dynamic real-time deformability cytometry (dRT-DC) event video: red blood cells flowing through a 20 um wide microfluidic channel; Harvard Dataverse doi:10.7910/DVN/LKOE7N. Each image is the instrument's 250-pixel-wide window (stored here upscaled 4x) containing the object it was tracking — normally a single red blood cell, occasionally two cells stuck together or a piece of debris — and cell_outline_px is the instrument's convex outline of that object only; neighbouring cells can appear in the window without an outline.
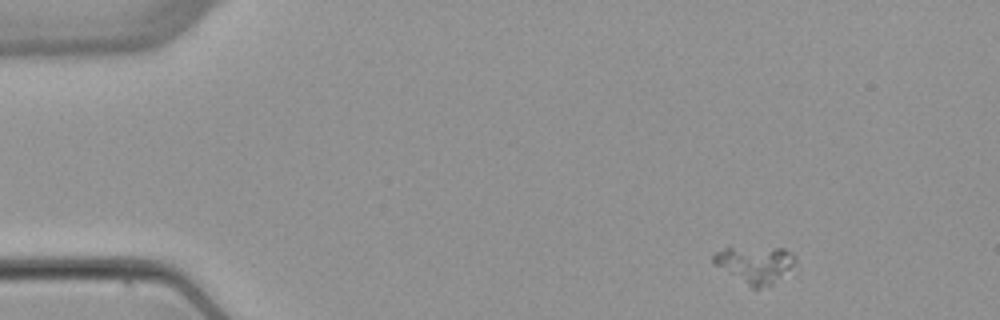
{"species": "common noctule bat (a hibernating species)", "species_latin": "Nyctalus noctula", "temperature_condition": "warm", "stored_images_in_passage": 5, "camera_frame_rate_fps": 3000, "um_per_image_px": 0.085, "animal": {"sex": "female", "body_mass_g": 22.7, "forearm_length_mm": 54.2}, "frame": {"image": 1, "passage_image": 1, "time_ms": 0.0, "image_size_px": [1000, 320], "cell_outline_px": [[796, 272], [772, 284], [760, 288], [752, 288], [716, 264], [712, 260], [712, 256], [716, 252], [724, 248], [784, 248], [792, 252], [796, 256]], "centroid_in_image_um": [64.34, 22.49], "position_along_channel_um": 20.7, "area_um2": 17.92}}
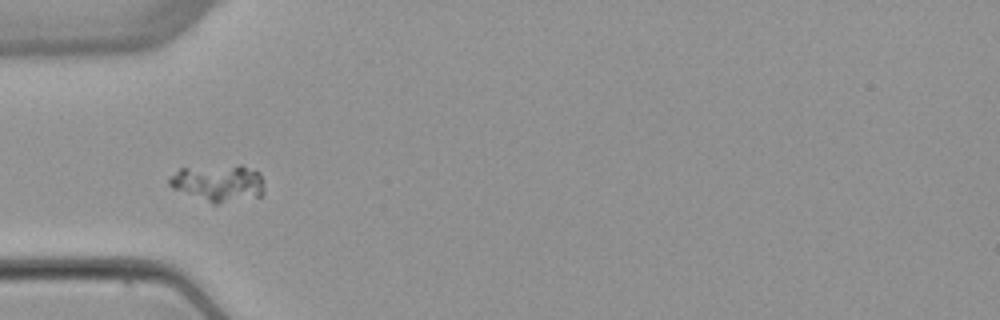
{"frame": {"image": 2, "passage_image": 4, "time_ms": 3.667, "image_size_px": [1000, 320], "cell_outline_px": [[264, 192], [260, 196], [216, 204], [212, 204], [172, 188], [168, 184], [168, 180], [180, 168], [240, 164], [260, 172], [264, 184]], "centroid_in_image_um": [18.59, 15.55], "position_along_channel_um": 66.4, "area_um2": 20.63}}
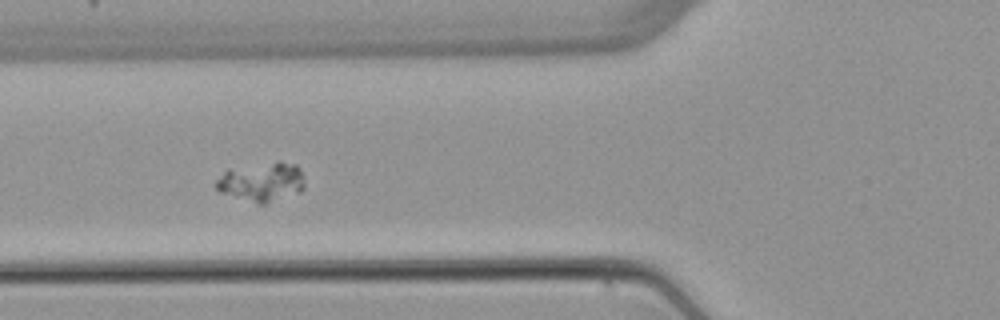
{"frame": {"image": 3, "passage_image": 5, "time_ms": 4.667, "image_size_px": [1000, 320], "cell_outline_px": [[304, 188], [300, 192], [264, 204], [256, 204], [220, 192], [212, 184], [228, 168], [280, 160], [296, 164], [300, 168], [304, 184]], "centroid_in_image_um": [22.23, 15.44], "position_along_channel_um": 103.6, "area_um2": 20.58}}